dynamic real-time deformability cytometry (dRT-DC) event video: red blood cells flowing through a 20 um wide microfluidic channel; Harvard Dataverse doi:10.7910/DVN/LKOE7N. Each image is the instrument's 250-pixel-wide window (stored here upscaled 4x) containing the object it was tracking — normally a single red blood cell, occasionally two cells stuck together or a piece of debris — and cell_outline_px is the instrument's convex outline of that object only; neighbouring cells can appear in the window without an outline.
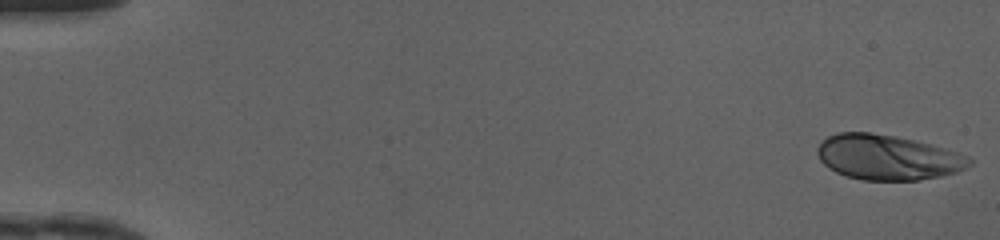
{"species": "human", "species_latin": "Homo sapiens", "temperature_condition": "cold", "stored_images_in_passage": 49, "camera_frame_rate_fps": 3000, "um_per_image_px": 0.085, "donor": {"sex": "female"}, "frame": {"image": 1, "passage_image": 1, "time_ms": 0.0, "image_size_px": [1000, 240], "cell_outline_px": [[972, 164], [956, 172], [940, 176], [916, 180], [864, 180], [848, 176], [836, 172], [828, 168], [820, 160], [816, 152], [816, 148], [828, 136], [836, 132], [868, 132], [896, 136], [944, 148], [968, 156], [972, 160]], "centroid_in_image_um": [75.42, 13.37], "position_along_channel_um": 9.6, "area_um2": 39.65}}
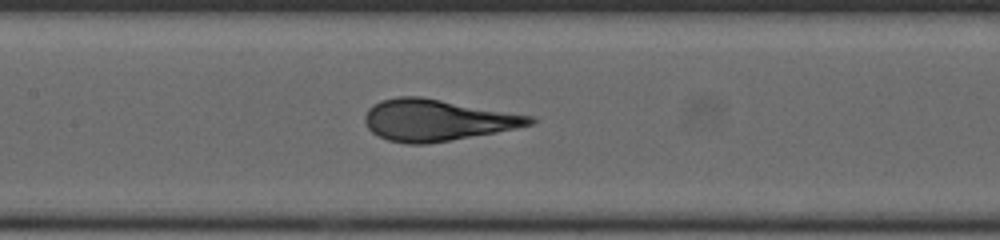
{"frame": {"image": 2, "passage_image": 24, "time_ms": 7.667, "image_size_px": [1000, 240], "cell_outline_px": [[536, 120], [532, 124], [516, 128], [496, 132], [424, 144], [408, 144], [388, 140], [372, 132], [368, 128], [364, 120], [364, 116], [368, 108], [372, 104], [380, 100], [396, 96], [420, 96], [536, 116]], "centroid_in_image_um": [37.14, 10.19], "position_along_channel_um": 170.3, "area_um2": 39.88}}
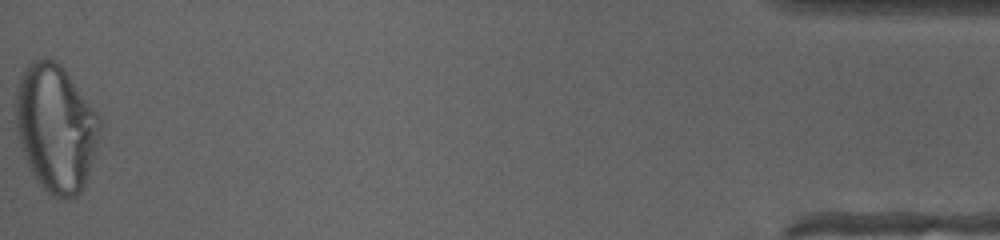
{"frame": {"image": 3, "passage_image": 49, "time_ms": 16.0, "image_size_px": [1000, 240], "cell_outline_px": [[100, 132], [84, 188], [76, 196], [68, 200], [64, 200], [52, 196], [36, 180], [28, 164], [16, 132], [16, 84], [20, 76], [28, 64], [32, 60], [44, 56], [56, 60], [64, 68], [100, 116]], "centroid_in_image_um": [4.73, 10.85], "position_along_channel_um": 430.5, "area_um2": 62.66}, "authors_computed_cell_mechanics": {"area_um2": 39.5352, "velocity_mm_per_s": 4.1916, "shape_relaxation_time_tau1_ms": 4.6281, "shape_relaxation_time_tau2_ms": null, "deformation_change_tau1": 0.2354, "deformation_change_tau2": null}}